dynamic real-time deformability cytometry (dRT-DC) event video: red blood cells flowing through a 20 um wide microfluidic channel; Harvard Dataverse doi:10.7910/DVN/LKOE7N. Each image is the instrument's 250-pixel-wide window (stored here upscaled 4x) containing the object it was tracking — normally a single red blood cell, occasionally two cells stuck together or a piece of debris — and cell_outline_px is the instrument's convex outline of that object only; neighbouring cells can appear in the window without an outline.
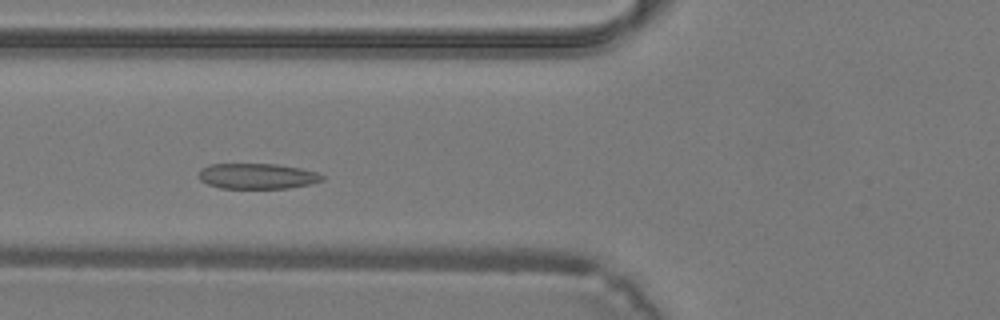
{"species": "common noctule bat (a hibernating species)", "species_latin": "Nyctalus noctula", "temperature_condition": "warm", "stored_images_in_passage": 34, "camera_frame_rate_fps": 3000, "um_per_image_px": 0.085, "animal": {"sex": "male", "body_mass_g": 19.2, "forearm_length_mm": 51.8}, "frame": {"image": 1, "passage_image": 10, "time_ms": 3.0, "image_size_px": [1000, 320], "cell_outline_px": [[324, 180], [312, 184], [288, 188], [220, 188], [208, 184], [200, 180], [200, 168], [208, 164], [276, 164], [300, 168], [316, 172], [324, 176]], "centroid_in_image_um": [21.88, 14.97], "position_along_channel_um": 103.9, "area_um2": 18.38}}
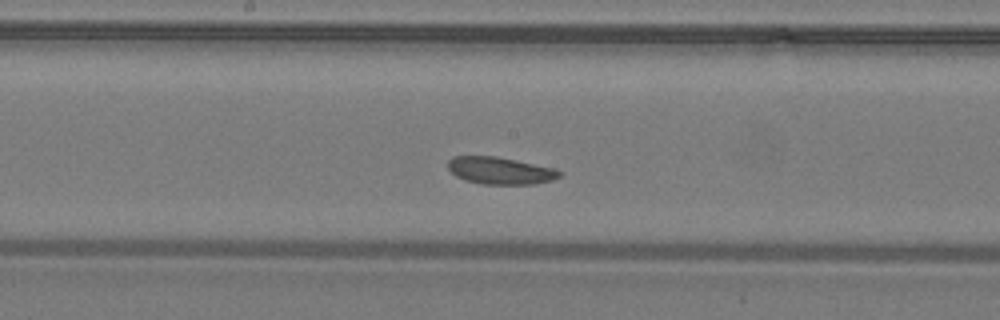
{"frame": {"image": 2, "passage_image": 16, "time_ms": 5.0, "image_size_px": [1000, 320], "cell_outline_px": [[560, 176], [552, 180], [532, 184], [480, 184], [464, 180], [456, 176], [448, 168], [448, 160], [452, 156], [496, 156], [552, 168], [560, 172]], "centroid_in_image_um": [42.45, 14.5], "position_along_channel_um": 205.8, "area_um2": 17.46}}
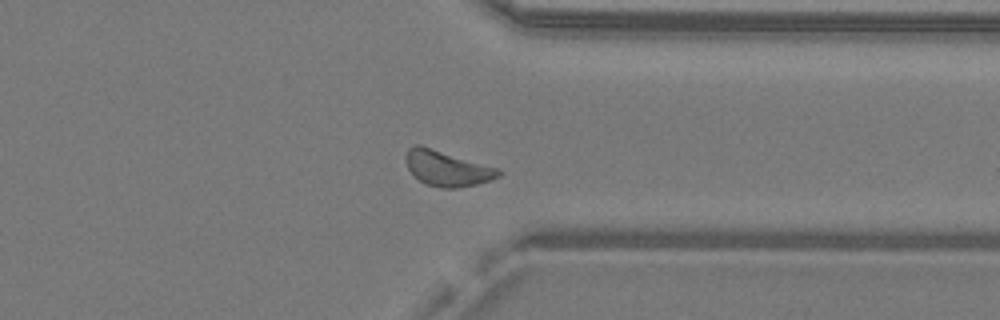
{"frame": {"image": 3, "passage_image": 26, "time_ms": 8.333, "image_size_px": [1000, 320], "cell_outline_px": [[504, 172], [500, 176], [492, 180], [476, 184], [456, 188], [440, 188], [424, 184], [408, 168], [408, 148], [416, 144], [420, 144], [500, 168]], "centroid_in_image_um": [38.09, 14.31], "position_along_channel_um": 373.3, "area_um2": 19.13}}